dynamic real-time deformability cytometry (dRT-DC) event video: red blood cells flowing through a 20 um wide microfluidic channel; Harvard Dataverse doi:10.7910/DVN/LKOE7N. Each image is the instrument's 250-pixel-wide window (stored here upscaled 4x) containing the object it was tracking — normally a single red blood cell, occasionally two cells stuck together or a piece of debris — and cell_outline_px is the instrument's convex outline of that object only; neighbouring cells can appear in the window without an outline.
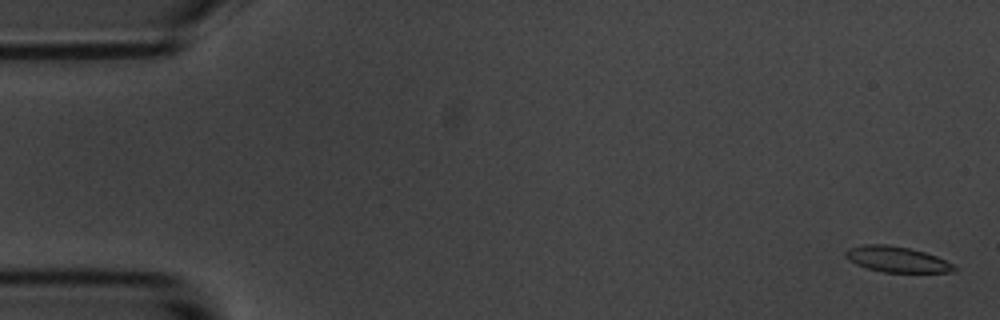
{"species": "common noctule bat (a hibernating species)", "species_latin": "Nyctalus noctula", "temperature_condition": "room temperature", "stored_images_in_passage": 57, "camera_frame_rate_fps": 3000, "um_per_image_px": 0.085, "animal": {"sex": "male", "body_mass_g": 20.1, "forearm_length_mm": 53.5}, "frame": {"image": 1, "passage_image": 2, "time_ms": 0.333, "image_size_px": [1000, 320], "cell_outline_px": [[956, 272], [884, 272], [868, 268], [856, 264], [848, 260], [844, 256], [844, 252], [848, 248], [864, 244], [888, 244], [908, 248], [924, 252], [936, 256], [952, 264], [956, 268]], "centroid_in_image_um": [76.19, 22.03], "position_along_channel_um": 8.8, "area_um2": 16.18}}
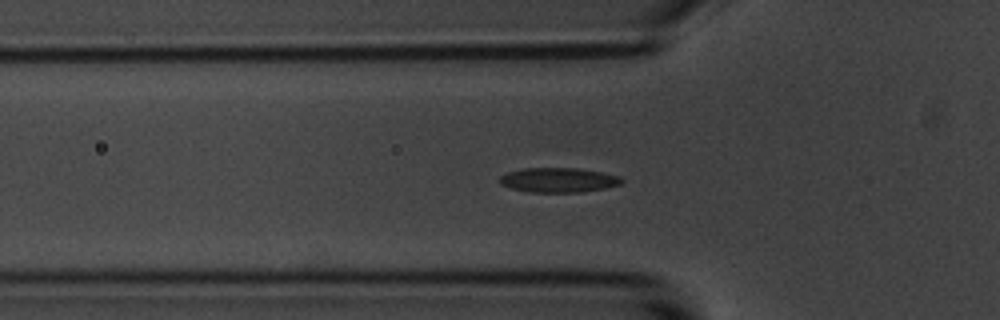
{"frame": {"image": 2, "passage_image": 19, "time_ms": 6.0, "image_size_px": [1000, 320], "cell_outline_px": [[624, 180], [620, 184], [604, 188], [580, 192], [528, 192], [512, 188], [500, 184], [500, 176], [508, 172], [524, 168], [580, 168], [620, 176]], "centroid_in_image_um": [47.47, 15.3], "position_along_channel_um": 78.3, "area_um2": 17.4}}
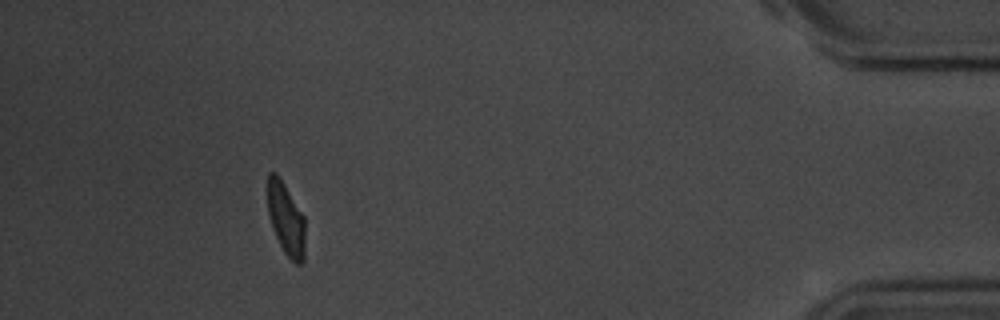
{"frame": {"image": 3, "passage_image": 52, "time_ms": 17.0, "image_size_px": [1000, 320], "cell_outline_px": [[304, 264], [296, 264], [284, 252], [272, 228], [268, 212], [268, 172], [276, 172], [284, 184], [304, 216]], "centroid_in_image_um": [24.31, 18.62], "position_along_channel_um": 410.9, "area_um2": 15.66}, "authors_computed_cell_mechanics": {"area_um2": 16.9354, "velocity_mm_per_s": 3.558, "shape_relaxation_time_tau1_ms": 3.036, "shape_relaxation_time_tau2_ms": 1.7231, "deformation_change_tau1": 0.1183, "deformation_change_tau2": 0.0733}}